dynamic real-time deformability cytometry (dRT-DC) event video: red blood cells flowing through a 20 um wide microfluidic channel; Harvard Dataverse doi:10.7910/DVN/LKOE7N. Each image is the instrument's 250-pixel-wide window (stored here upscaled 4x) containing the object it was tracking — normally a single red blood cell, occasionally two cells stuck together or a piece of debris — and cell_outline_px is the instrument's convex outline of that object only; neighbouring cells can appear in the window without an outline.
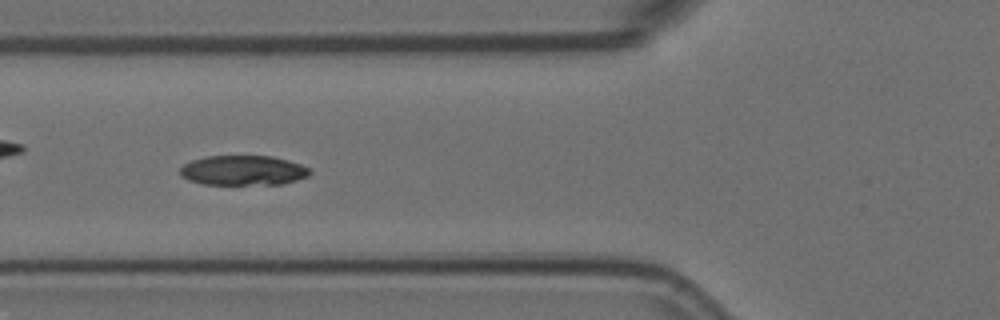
{"species": "Egyptian fruit bat (a non-hibernating species)", "species_latin": "Rousettus aegyptiacus", "temperature_condition": "room temperature", "stored_images_in_passage": 9, "camera_frame_rate_fps": 3000, "um_per_image_px": 0.085, "animal": {"sex": "female"}, "frame": {"image": 1, "passage_image": 2, "time_ms": 0.333, "image_size_px": [1000, 320], "cell_outline_px": [[312, 172], [308, 176], [284, 184], [204, 184], [188, 180], [180, 176], [180, 168], [184, 164], [192, 160], [204, 156], [272, 156], [288, 160], [300, 164], [308, 168]], "centroid_in_image_um": [20.65, 14.48], "position_along_channel_um": 105.1, "area_um2": 22.6}}
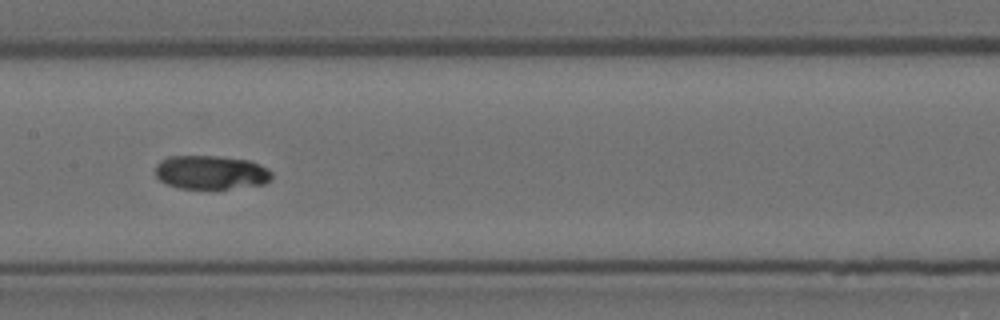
{"frame": {"image": 2, "passage_image": 4, "time_ms": 1.0, "image_size_px": [1000, 320], "cell_outline_px": [[272, 180], [264, 184], [228, 188], [180, 188], [168, 184], [160, 180], [156, 176], [156, 164], [172, 156], [216, 156], [248, 160], [268, 168], [272, 172]], "centroid_in_image_um": [17.97, 14.65], "position_along_channel_um": 189.4, "area_um2": 22.66}}
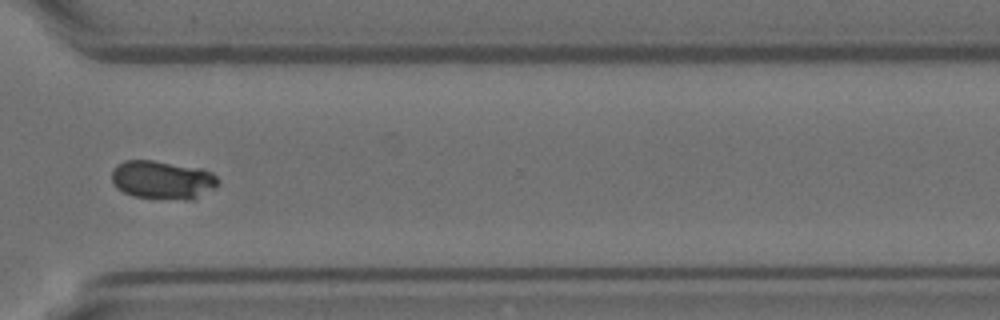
{"frame": {"image": 3, "passage_image": 8, "time_ms": 2.333, "image_size_px": [1000, 320], "cell_outline_px": [[220, 180], [212, 188], [196, 200], [184, 200], [132, 196], [116, 188], [112, 180], [112, 168], [116, 164], [124, 160], [152, 160], [204, 168], [212, 172]], "centroid_in_image_um": [13.81, 15.28], "position_along_channel_um": 356.8, "area_um2": 24.16}}